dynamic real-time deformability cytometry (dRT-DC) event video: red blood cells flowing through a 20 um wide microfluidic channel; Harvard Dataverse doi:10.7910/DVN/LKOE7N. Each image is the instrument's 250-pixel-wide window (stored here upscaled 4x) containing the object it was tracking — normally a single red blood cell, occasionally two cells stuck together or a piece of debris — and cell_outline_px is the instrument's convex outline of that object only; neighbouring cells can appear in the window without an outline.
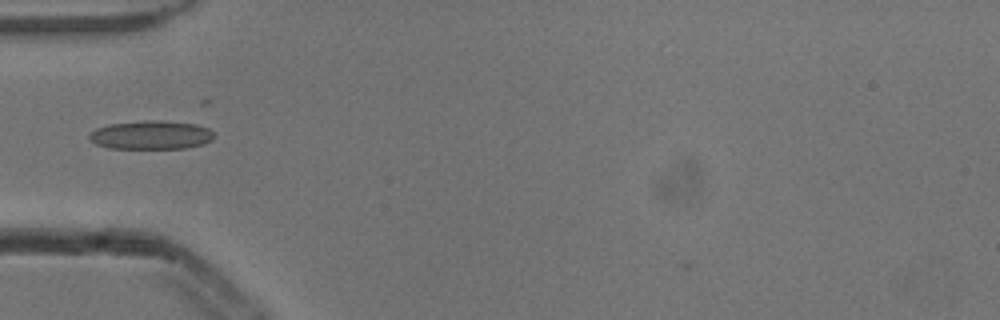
{"species": "common noctule bat (a hibernating species)", "species_latin": "Nyctalus noctula", "temperature_condition": "cold", "stored_images_in_passage": 1, "camera_frame_rate_fps": 3000, "um_per_image_px": 0.085, "animal": {"sex": "male", "body_mass_g": 13.3}, "frame": {"image": 1, "passage_image": 1, "time_ms": 0.0, "image_size_px": [1000, 320], "cell_outline_px": [[212, 140], [204, 144], [184, 148], [108, 148], [96, 144], [88, 140], [88, 136], [96, 128], [108, 124], [144, 120], [160, 120], [196, 124], [208, 128], [212, 132]], "centroid_in_image_um": [12.81, 11.47], "position_along_channel_um": 72.2, "area_um2": 20.87}}